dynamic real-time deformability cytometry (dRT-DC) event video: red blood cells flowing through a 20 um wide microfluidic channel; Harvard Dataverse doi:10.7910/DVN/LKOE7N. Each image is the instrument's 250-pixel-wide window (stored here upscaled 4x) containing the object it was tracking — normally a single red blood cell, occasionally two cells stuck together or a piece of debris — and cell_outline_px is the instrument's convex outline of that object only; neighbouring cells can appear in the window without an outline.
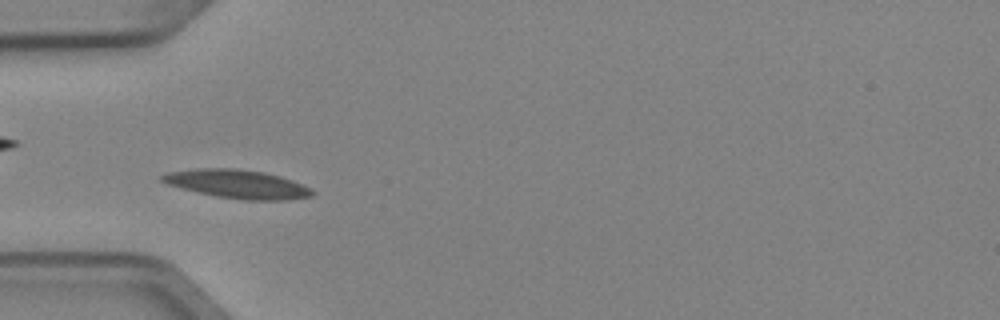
{"species": "Egyptian fruit bat (a non-hibernating species)", "species_latin": "Rousettus aegyptiacus", "temperature_condition": "cold", "stored_images_in_passage": 5, "camera_frame_rate_fps": 3000, "um_per_image_px": 0.085, "animal": {"sex": "female"}, "frame": {"image": 1, "passage_image": 3, "time_ms": 0.667, "image_size_px": [1000, 320], "cell_outline_px": [[316, 192], [312, 196], [288, 200], [244, 200], [216, 196], [180, 188], [168, 184], [160, 180], [160, 176], [168, 172], [196, 168], [232, 168], [264, 172], [280, 176], [292, 180], [312, 188]], "centroid_in_image_um": [20.2, 15.64], "position_along_channel_um": 64.8, "area_um2": 25.09}}
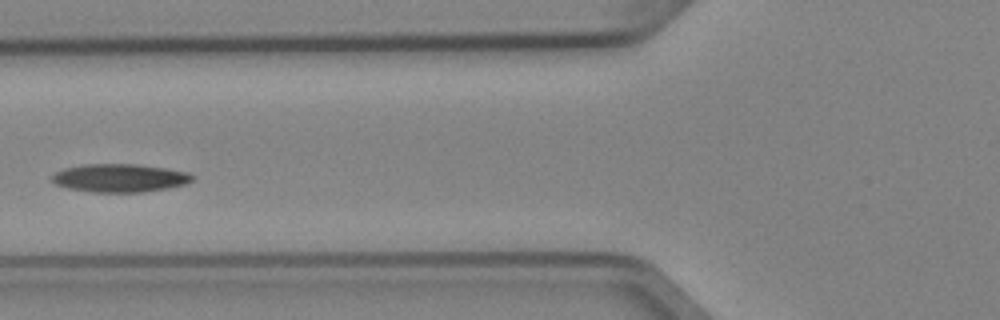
{"frame": {"image": 2, "passage_image": 4, "time_ms": 1.0, "image_size_px": [1000, 320], "cell_outline_px": [[196, 180], [188, 184], [168, 188], [140, 192], [92, 192], [68, 188], [56, 184], [52, 180], [52, 176], [56, 172], [64, 168], [84, 164], [136, 164], [164, 168], [188, 172], [196, 176]], "centroid_in_image_um": [10.24, 15.13], "position_along_channel_um": 115.6, "area_um2": 23.18}}